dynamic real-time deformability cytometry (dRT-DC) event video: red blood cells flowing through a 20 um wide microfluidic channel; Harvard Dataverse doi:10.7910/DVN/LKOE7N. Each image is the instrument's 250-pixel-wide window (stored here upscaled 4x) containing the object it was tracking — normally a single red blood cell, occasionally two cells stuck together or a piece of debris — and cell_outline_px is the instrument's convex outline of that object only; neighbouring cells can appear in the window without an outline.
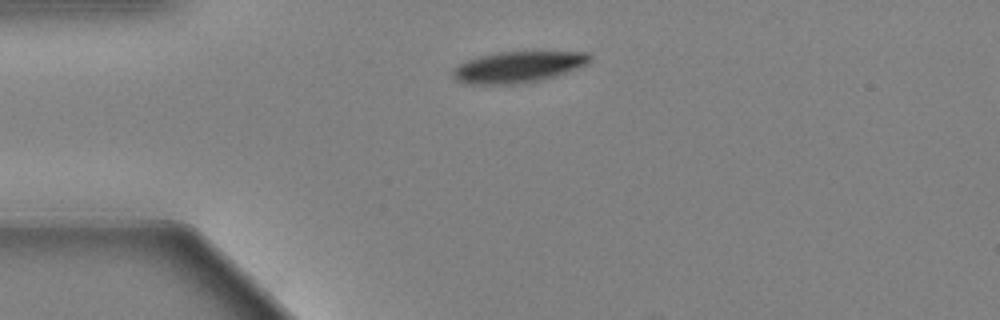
{"species": "Egyptian fruit bat (a non-hibernating species)", "species_latin": "Rousettus aegyptiacus", "temperature_condition": "warm", "stored_images_in_passage": 44, "camera_frame_rate_fps": 3000, "um_per_image_px": 0.085, "animal": {"sex": "female"}, "frame": {"image": 1, "passage_image": 1, "time_ms": 0.0, "image_size_px": [1000, 320], "cell_outline_px": [[592, 60], [588, 64], [540, 80], [516, 84], [464, 84], [456, 80], [452, 76], [452, 72], [460, 64], [468, 60], [480, 56], [500, 52], [532, 48], [588, 52], [592, 56]], "centroid_in_image_um": [44.12, 5.63], "position_along_channel_um": 40.9, "area_um2": 25.84}}
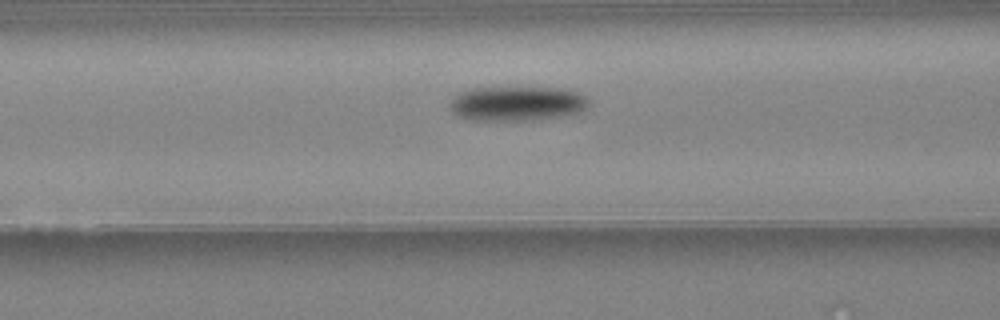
{"frame": {"image": 2, "passage_image": 10, "time_ms": 3.0, "image_size_px": [1000, 320], "cell_outline_px": [[588, 108], [580, 112], [564, 116], [532, 120], [472, 120], [460, 116], [452, 112], [448, 108], [448, 100], [460, 92], [472, 88], [504, 84], [564, 88], [580, 92], [588, 96]], "centroid_in_image_um": [43.94, 8.73], "position_along_channel_um": 122.7, "area_um2": 29.71}}
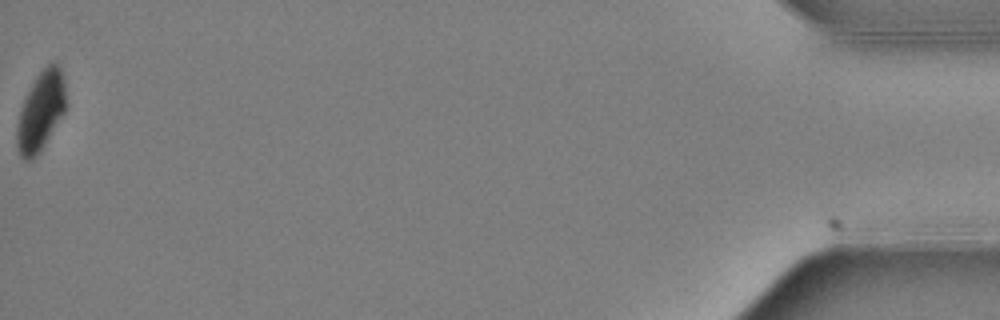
{"frame": {"image": 3, "passage_image": 44, "time_ms": 14.333, "image_size_px": [1000, 320], "cell_outline_px": [[68, 104], [64, 112], [40, 152], [32, 160], [24, 160], [20, 156], [16, 148], [16, 128], [20, 108], [36, 76], [48, 64], [56, 64], [60, 68], [64, 76]], "centroid_in_image_um": [3.47, 9.48], "position_along_channel_um": 431.7, "area_um2": 22.83}, "authors_computed_cell_mechanics": {"area_um2": 27.6862, "velocity_mm_per_s": 3.61, "shape_relaxation_time_tau1_ms": 2.6207, "shape_relaxation_time_tau2_ms": null, "deformation_change_tau1": 0.1504, "deformation_change_tau2": null}}